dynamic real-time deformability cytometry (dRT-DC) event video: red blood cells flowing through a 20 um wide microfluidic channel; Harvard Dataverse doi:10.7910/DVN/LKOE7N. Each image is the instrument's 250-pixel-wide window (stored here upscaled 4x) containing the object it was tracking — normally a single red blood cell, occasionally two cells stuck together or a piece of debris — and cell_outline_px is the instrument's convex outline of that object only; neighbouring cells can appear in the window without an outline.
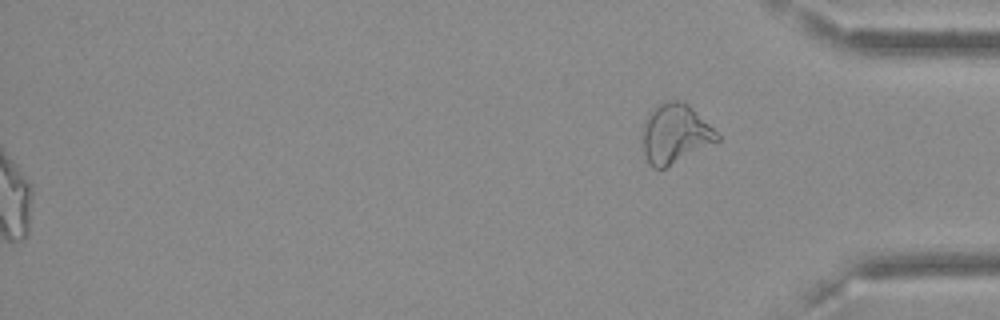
{"species": "Egyptian fruit bat (a non-hibernating species)", "species_latin": "Rousettus aegyptiacus", "temperature_condition": "cold", "stored_images_in_passage": 56, "segment_of_instrument_passage": [2, 2], "camera_frame_rate_fps": 3000, "um_per_image_px": 0.085, "frame": {"image": 1, "passage_image": 56, "time_ms": 18.333, "image_size_px": [1000, 320], "cell_outline_px": [[720, 140], [664, 168], [652, 168], [648, 164], [644, 152], [640, 128], [648, 112], [652, 108], [660, 104], [672, 100], [676, 100], [688, 104], [720, 136]], "centroid_in_image_um": [57.31, 11.37], "position_along_channel_um": 377.9, "area_um2": 25.72}}